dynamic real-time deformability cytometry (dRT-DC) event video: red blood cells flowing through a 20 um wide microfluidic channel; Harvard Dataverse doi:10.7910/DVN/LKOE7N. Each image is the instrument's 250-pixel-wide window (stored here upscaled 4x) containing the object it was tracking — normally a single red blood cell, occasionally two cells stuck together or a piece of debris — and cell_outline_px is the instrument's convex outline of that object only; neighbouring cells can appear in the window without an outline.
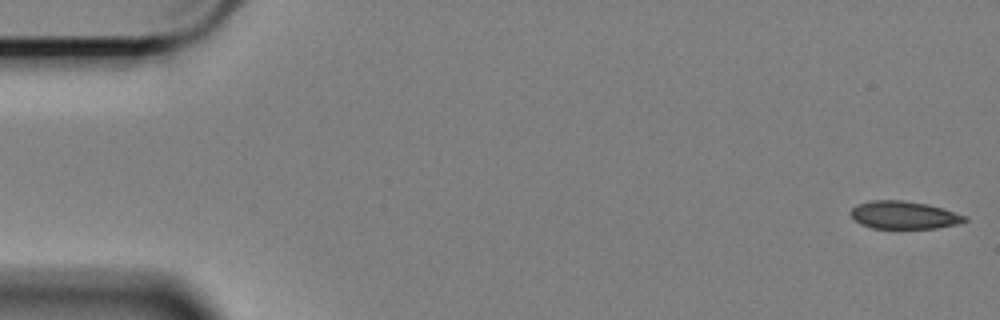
{"species": "Egyptian fruit bat (a non-hibernating species)", "species_latin": "Rousettus aegyptiacus", "temperature_condition": "cold", "stored_images_in_passage": 9, "camera_frame_rate_fps": 3000, "um_per_image_px": 0.085, "animal": {"sex": "female"}, "frame": {"image": 1, "passage_image": 1, "time_ms": 0.0, "image_size_px": [1000, 320], "cell_outline_px": [[968, 220], [956, 224], [936, 228], [872, 228], [860, 224], [852, 220], [848, 212], [856, 204], [872, 200], [900, 200], [928, 204], [968, 216]], "centroid_in_image_um": [76.77, 18.28], "position_along_channel_um": 8.2, "area_um2": 18.61}}